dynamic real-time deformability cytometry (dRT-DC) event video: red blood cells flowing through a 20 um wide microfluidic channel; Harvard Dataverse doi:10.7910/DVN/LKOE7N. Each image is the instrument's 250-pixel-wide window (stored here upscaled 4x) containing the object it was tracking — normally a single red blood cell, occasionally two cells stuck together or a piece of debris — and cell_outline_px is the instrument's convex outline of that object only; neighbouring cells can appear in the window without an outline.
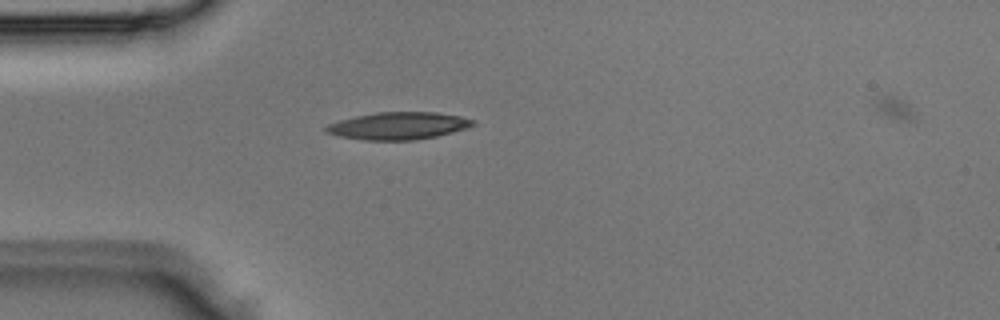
{"species": "Egyptian fruit bat (a non-hibernating species)", "species_latin": "Rousettus aegyptiacus", "temperature_condition": "room temperature", "stored_images_in_passage": 3, "camera_frame_rate_fps": 3000, "um_per_image_px": 0.085, "animal": {"sex": "male"}, "frame": {"image": 1, "passage_image": 3, "time_ms": 0.667, "image_size_px": [1000, 320], "cell_outline_px": [[476, 124], [468, 128], [436, 136], [412, 140], [364, 140], [340, 136], [324, 132], [324, 128], [328, 124], [340, 120], [356, 116], [376, 112], [436, 112], [460, 116], [476, 120]], "centroid_in_image_um": [33.88, 10.69], "position_along_channel_um": 51.1, "area_um2": 23.41}}